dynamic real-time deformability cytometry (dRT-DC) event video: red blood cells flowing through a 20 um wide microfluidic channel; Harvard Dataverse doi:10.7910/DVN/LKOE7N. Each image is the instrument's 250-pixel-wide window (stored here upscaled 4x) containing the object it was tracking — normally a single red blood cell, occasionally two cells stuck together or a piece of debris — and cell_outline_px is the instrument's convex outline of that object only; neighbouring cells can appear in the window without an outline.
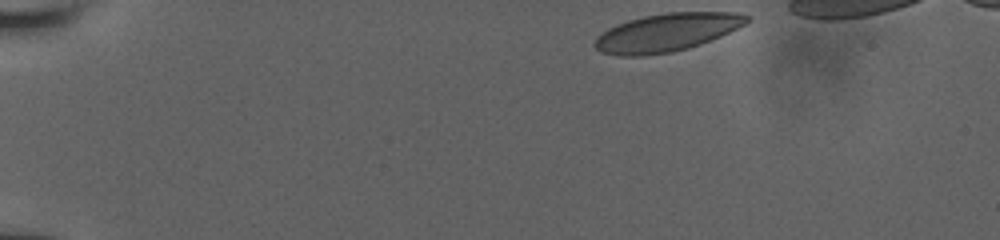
{"species": "human", "species_latin": "Homo sapiens", "temperature_condition": "room temperature", "stored_images_in_passage": 14, "camera_frame_rate_fps": 3000, "um_per_image_px": 0.085, "donor": {"sex": "male"}, "frame": {"image": 1, "passage_image": 1, "time_ms": 0.0, "image_size_px": [1000, 240], "cell_outline_px": [[752, 16], [744, 24], [720, 36], [688, 48], [672, 52], [640, 56], [620, 56], [600, 52], [592, 44], [596, 36], [600, 32], [616, 24], [628, 20], [644, 16], [668, 12], [740, 12]], "centroid_in_image_um": [56.62, 2.75], "position_along_channel_um": 28.4, "area_um2": 33.76}}
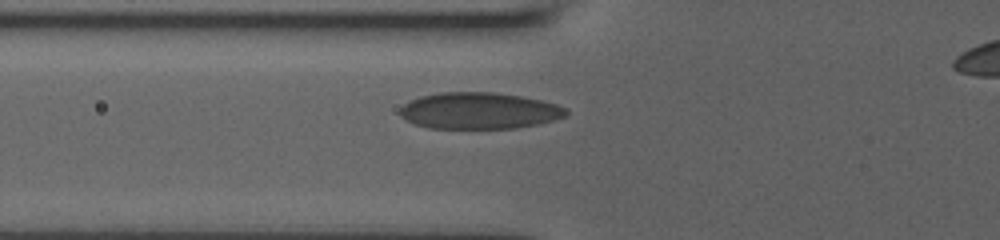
{"frame": {"image": 2, "passage_image": 11, "time_ms": 4.0, "image_size_px": [1000, 240], "cell_outline_px": [[568, 112], [564, 116], [552, 120], [536, 124], [516, 128], [428, 128], [416, 124], [400, 116], [400, 108], [408, 100], [420, 96], [440, 92], [496, 92], [520, 96], [540, 100], [556, 104], [568, 108]], "centroid_in_image_um": [40.7, 9.4], "position_along_channel_um": 85.1, "area_um2": 35.26}}
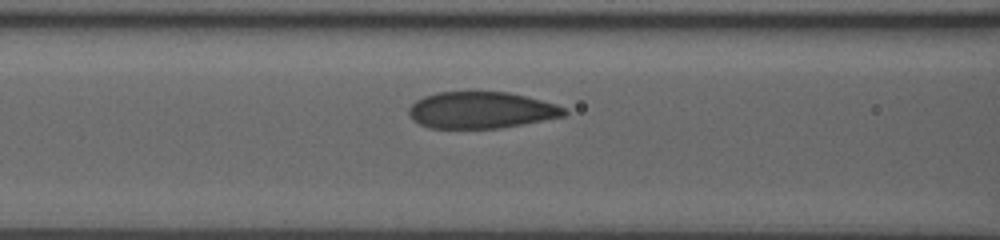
{"frame": {"image": 3, "passage_image": 13, "time_ms": 5.0, "image_size_px": [1000, 240], "cell_outline_px": [[568, 112], [564, 116], [500, 128], [428, 128], [412, 120], [408, 112], [408, 108], [416, 100], [424, 96], [436, 92], [468, 88], [508, 92], [556, 104], [564, 108]], "centroid_in_image_um": [40.83, 9.31], "position_along_channel_um": 125.8, "area_um2": 34.04}}